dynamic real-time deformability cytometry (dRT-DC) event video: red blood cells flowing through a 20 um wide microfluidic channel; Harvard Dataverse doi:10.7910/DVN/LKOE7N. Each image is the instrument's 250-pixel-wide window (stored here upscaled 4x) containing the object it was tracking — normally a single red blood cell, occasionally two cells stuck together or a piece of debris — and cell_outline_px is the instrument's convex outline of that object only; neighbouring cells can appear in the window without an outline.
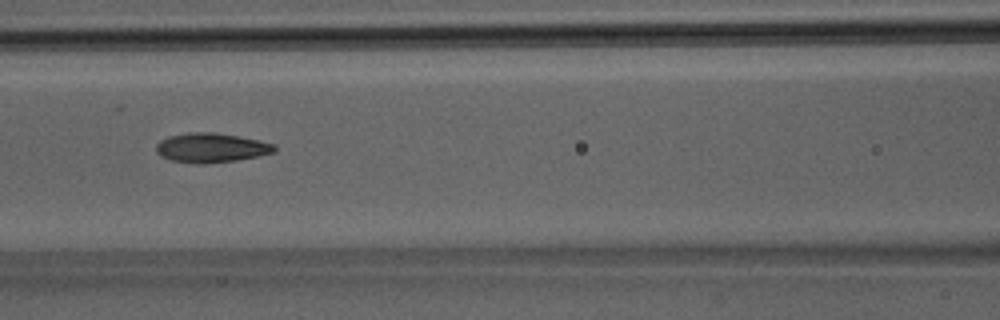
{"species": "Egyptian fruit bat (a non-hibernating species)", "species_latin": "Rousettus aegyptiacus", "temperature_condition": "room temperature", "stored_images_in_passage": 40, "camera_frame_rate_fps": 3000, "um_per_image_px": 0.085, "animal": {"sex": "male"}, "frame": {"image": 1, "passage_image": 18, "time_ms": 5.667, "image_size_px": [1000, 320], "cell_outline_px": [[276, 152], [260, 156], [236, 160], [204, 164], [168, 160], [160, 156], [156, 152], [156, 144], [160, 140], [168, 136], [188, 132], [216, 132], [260, 140], [276, 144]], "centroid_in_image_um": [17.96, 12.55], "position_along_channel_um": 148.6, "area_um2": 20.58}}
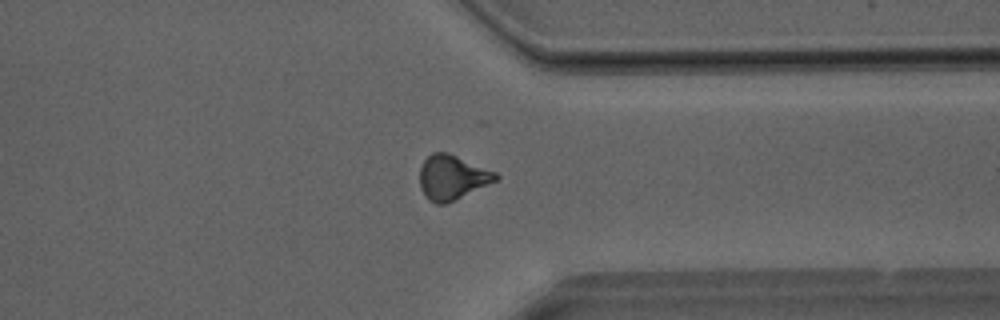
{"frame": {"image": 2, "passage_image": 31, "time_ms": 10.0, "image_size_px": [1000, 320], "cell_outline_px": [[500, 176], [496, 180], [448, 204], [436, 204], [428, 200], [424, 196], [420, 188], [420, 168], [424, 160], [432, 152], [448, 152], [496, 172]], "centroid_in_image_um": [38.41, 15.09], "position_along_channel_um": 373.0, "area_um2": 19.83}}
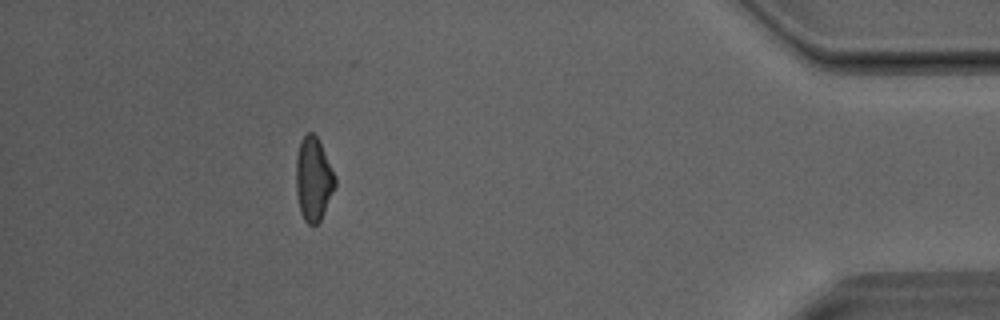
{"frame": {"image": 3, "passage_image": 36, "time_ms": 11.667, "image_size_px": [1000, 320], "cell_outline_px": [[336, 188], [320, 220], [316, 224], [308, 224], [304, 220], [300, 212], [296, 192], [296, 156], [300, 140], [308, 132], [312, 132], [316, 136], [336, 176]], "centroid_in_image_um": [26.64, 15.23], "position_along_channel_um": 408.6, "area_um2": 19.07}}